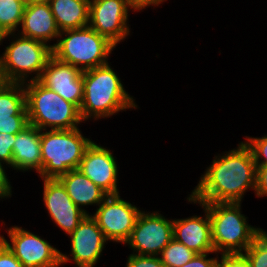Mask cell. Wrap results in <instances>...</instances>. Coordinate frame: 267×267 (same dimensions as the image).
<instances>
[{"instance_id":"cell-1","label":"cell","mask_w":267,"mask_h":267,"mask_svg":"<svg viewBox=\"0 0 267 267\" xmlns=\"http://www.w3.org/2000/svg\"><path fill=\"white\" fill-rule=\"evenodd\" d=\"M256 175L252 152L241 141L236 148L214 155L212 163L188 195L200 203H242L246 192L252 189L255 194Z\"/></svg>"},{"instance_id":"cell-2","label":"cell","mask_w":267,"mask_h":267,"mask_svg":"<svg viewBox=\"0 0 267 267\" xmlns=\"http://www.w3.org/2000/svg\"><path fill=\"white\" fill-rule=\"evenodd\" d=\"M83 82V101L79 111L84 123L139 108L134 96L126 91L121 78L109 63L83 71Z\"/></svg>"},{"instance_id":"cell-3","label":"cell","mask_w":267,"mask_h":267,"mask_svg":"<svg viewBox=\"0 0 267 267\" xmlns=\"http://www.w3.org/2000/svg\"><path fill=\"white\" fill-rule=\"evenodd\" d=\"M8 38L11 41L0 54V81L24 84L38 80L53 55L52 47L19 33L1 35L0 45Z\"/></svg>"},{"instance_id":"cell-4","label":"cell","mask_w":267,"mask_h":267,"mask_svg":"<svg viewBox=\"0 0 267 267\" xmlns=\"http://www.w3.org/2000/svg\"><path fill=\"white\" fill-rule=\"evenodd\" d=\"M211 220V239L214 251L221 253H243L264 230L248 223L242 214V203H203Z\"/></svg>"},{"instance_id":"cell-5","label":"cell","mask_w":267,"mask_h":267,"mask_svg":"<svg viewBox=\"0 0 267 267\" xmlns=\"http://www.w3.org/2000/svg\"><path fill=\"white\" fill-rule=\"evenodd\" d=\"M28 123L40 130H70L84 121L79 109L38 80L24 83Z\"/></svg>"},{"instance_id":"cell-6","label":"cell","mask_w":267,"mask_h":267,"mask_svg":"<svg viewBox=\"0 0 267 267\" xmlns=\"http://www.w3.org/2000/svg\"><path fill=\"white\" fill-rule=\"evenodd\" d=\"M117 46L90 26L60 32L52 44L53 56L81 71L108 64L112 51Z\"/></svg>"},{"instance_id":"cell-7","label":"cell","mask_w":267,"mask_h":267,"mask_svg":"<svg viewBox=\"0 0 267 267\" xmlns=\"http://www.w3.org/2000/svg\"><path fill=\"white\" fill-rule=\"evenodd\" d=\"M92 141L80 128L41 130L42 169L38 177L58 179L68 171L78 169L85 149Z\"/></svg>"},{"instance_id":"cell-8","label":"cell","mask_w":267,"mask_h":267,"mask_svg":"<svg viewBox=\"0 0 267 267\" xmlns=\"http://www.w3.org/2000/svg\"><path fill=\"white\" fill-rule=\"evenodd\" d=\"M10 240L0 235V240L22 263L23 267H60V250L47 239L36 235L21 226L6 228Z\"/></svg>"},{"instance_id":"cell-9","label":"cell","mask_w":267,"mask_h":267,"mask_svg":"<svg viewBox=\"0 0 267 267\" xmlns=\"http://www.w3.org/2000/svg\"><path fill=\"white\" fill-rule=\"evenodd\" d=\"M142 212L120 194L108 195L90 214L109 242L125 244Z\"/></svg>"},{"instance_id":"cell-10","label":"cell","mask_w":267,"mask_h":267,"mask_svg":"<svg viewBox=\"0 0 267 267\" xmlns=\"http://www.w3.org/2000/svg\"><path fill=\"white\" fill-rule=\"evenodd\" d=\"M161 211L140 213L131 236L124 244L132 254L159 256L173 239V219L165 218Z\"/></svg>"},{"instance_id":"cell-11","label":"cell","mask_w":267,"mask_h":267,"mask_svg":"<svg viewBox=\"0 0 267 267\" xmlns=\"http://www.w3.org/2000/svg\"><path fill=\"white\" fill-rule=\"evenodd\" d=\"M131 10L129 0H90L88 26L117 46L130 36Z\"/></svg>"},{"instance_id":"cell-12","label":"cell","mask_w":267,"mask_h":267,"mask_svg":"<svg viewBox=\"0 0 267 267\" xmlns=\"http://www.w3.org/2000/svg\"><path fill=\"white\" fill-rule=\"evenodd\" d=\"M68 236L71 250L69 255L60 252L61 266L73 261L76 267H95L108 240L92 216L86 215Z\"/></svg>"},{"instance_id":"cell-13","label":"cell","mask_w":267,"mask_h":267,"mask_svg":"<svg viewBox=\"0 0 267 267\" xmlns=\"http://www.w3.org/2000/svg\"><path fill=\"white\" fill-rule=\"evenodd\" d=\"M114 151L92 141L85 149L78 169L107 195H118L119 164Z\"/></svg>"},{"instance_id":"cell-14","label":"cell","mask_w":267,"mask_h":267,"mask_svg":"<svg viewBox=\"0 0 267 267\" xmlns=\"http://www.w3.org/2000/svg\"><path fill=\"white\" fill-rule=\"evenodd\" d=\"M38 81L80 109L84 82L83 71L79 68L62 62L52 55Z\"/></svg>"},{"instance_id":"cell-15","label":"cell","mask_w":267,"mask_h":267,"mask_svg":"<svg viewBox=\"0 0 267 267\" xmlns=\"http://www.w3.org/2000/svg\"><path fill=\"white\" fill-rule=\"evenodd\" d=\"M41 180L48 216L67 236L70 235L87 214L74 204L58 179Z\"/></svg>"},{"instance_id":"cell-16","label":"cell","mask_w":267,"mask_h":267,"mask_svg":"<svg viewBox=\"0 0 267 267\" xmlns=\"http://www.w3.org/2000/svg\"><path fill=\"white\" fill-rule=\"evenodd\" d=\"M191 204H199L203 209L202 215L190 216L187 218L173 219V238L184 244L197 254L215 252L211 239V220L207 207L196 202L189 195L186 199Z\"/></svg>"},{"instance_id":"cell-17","label":"cell","mask_w":267,"mask_h":267,"mask_svg":"<svg viewBox=\"0 0 267 267\" xmlns=\"http://www.w3.org/2000/svg\"><path fill=\"white\" fill-rule=\"evenodd\" d=\"M17 33L52 47L50 43L51 41H58L60 30L57 27L49 3L25 6L21 25Z\"/></svg>"},{"instance_id":"cell-18","label":"cell","mask_w":267,"mask_h":267,"mask_svg":"<svg viewBox=\"0 0 267 267\" xmlns=\"http://www.w3.org/2000/svg\"><path fill=\"white\" fill-rule=\"evenodd\" d=\"M41 130L32 125L16 134L13 143L12 170L40 173L42 169Z\"/></svg>"},{"instance_id":"cell-19","label":"cell","mask_w":267,"mask_h":267,"mask_svg":"<svg viewBox=\"0 0 267 267\" xmlns=\"http://www.w3.org/2000/svg\"><path fill=\"white\" fill-rule=\"evenodd\" d=\"M58 180L65 187L67 194L70 196L74 204L79 207L87 215H90L87 206H99L108 196L102 189L94 184L79 169L68 171L60 176Z\"/></svg>"},{"instance_id":"cell-20","label":"cell","mask_w":267,"mask_h":267,"mask_svg":"<svg viewBox=\"0 0 267 267\" xmlns=\"http://www.w3.org/2000/svg\"><path fill=\"white\" fill-rule=\"evenodd\" d=\"M60 32L88 26L90 0H49Z\"/></svg>"},{"instance_id":"cell-21","label":"cell","mask_w":267,"mask_h":267,"mask_svg":"<svg viewBox=\"0 0 267 267\" xmlns=\"http://www.w3.org/2000/svg\"><path fill=\"white\" fill-rule=\"evenodd\" d=\"M11 115H27L24 84L0 81V118Z\"/></svg>"},{"instance_id":"cell-22","label":"cell","mask_w":267,"mask_h":267,"mask_svg":"<svg viewBox=\"0 0 267 267\" xmlns=\"http://www.w3.org/2000/svg\"><path fill=\"white\" fill-rule=\"evenodd\" d=\"M25 4L21 0H0V36L17 33Z\"/></svg>"},{"instance_id":"cell-23","label":"cell","mask_w":267,"mask_h":267,"mask_svg":"<svg viewBox=\"0 0 267 267\" xmlns=\"http://www.w3.org/2000/svg\"><path fill=\"white\" fill-rule=\"evenodd\" d=\"M196 254L193 250L173 238L161 251L159 258L164 267H181L188 263Z\"/></svg>"},{"instance_id":"cell-24","label":"cell","mask_w":267,"mask_h":267,"mask_svg":"<svg viewBox=\"0 0 267 267\" xmlns=\"http://www.w3.org/2000/svg\"><path fill=\"white\" fill-rule=\"evenodd\" d=\"M243 253L251 267H267V231L263 230Z\"/></svg>"},{"instance_id":"cell-25","label":"cell","mask_w":267,"mask_h":267,"mask_svg":"<svg viewBox=\"0 0 267 267\" xmlns=\"http://www.w3.org/2000/svg\"><path fill=\"white\" fill-rule=\"evenodd\" d=\"M244 142L250 148L256 166H267V134L262 137L245 136Z\"/></svg>"},{"instance_id":"cell-26","label":"cell","mask_w":267,"mask_h":267,"mask_svg":"<svg viewBox=\"0 0 267 267\" xmlns=\"http://www.w3.org/2000/svg\"><path fill=\"white\" fill-rule=\"evenodd\" d=\"M28 125V115H11V118H0V133L17 134Z\"/></svg>"},{"instance_id":"cell-27","label":"cell","mask_w":267,"mask_h":267,"mask_svg":"<svg viewBox=\"0 0 267 267\" xmlns=\"http://www.w3.org/2000/svg\"><path fill=\"white\" fill-rule=\"evenodd\" d=\"M15 139L16 134L0 133V161L11 169Z\"/></svg>"},{"instance_id":"cell-28","label":"cell","mask_w":267,"mask_h":267,"mask_svg":"<svg viewBox=\"0 0 267 267\" xmlns=\"http://www.w3.org/2000/svg\"><path fill=\"white\" fill-rule=\"evenodd\" d=\"M217 267H251V264L244 253H221Z\"/></svg>"},{"instance_id":"cell-29","label":"cell","mask_w":267,"mask_h":267,"mask_svg":"<svg viewBox=\"0 0 267 267\" xmlns=\"http://www.w3.org/2000/svg\"><path fill=\"white\" fill-rule=\"evenodd\" d=\"M125 267H164L159 256L130 254Z\"/></svg>"},{"instance_id":"cell-30","label":"cell","mask_w":267,"mask_h":267,"mask_svg":"<svg viewBox=\"0 0 267 267\" xmlns=\"http://www.w3.org/2000/svg\"><path fill=\"white\" fill-rule=\"evenodd\" d=\"M214 254L216 257H209V254ZM218 253L208 252L204 254H196L188 263L181 267H217Z\"/></svg>"},{"instance_id":"cell-31","label":"cell","mask_w":267,"mask_h":267,"mask_svg":"<svg viewBox=\"0 0 267 267\" xmlns=\"http://www.w3.org/2000/svg\"><path fill=\"white\" fill-rule=\"evenodd\" d=\"M0 267H23L22 263L0 240Z\"/></svg>"},{"instance_id":"cell-32","label":"cell","mask_w":267,"mask_h":267,"mask_svg":"<svg viewBox=\"0 0 267 267\" xmlns=\"http://www.w3.org/2000/svg\"><path fill=\"white\" fill-rule=\"evenodd\" d=\"M255 195L258 198L267 196V166H257Z\"/></svg>"},{"instance_id":"cell-33","label":"cell","mask_w":267,"mask_h":267,"mask_svg":"<svg viewBox=\"0 0 267 267\" xmlns=\"http://www.w3.org/2000/svg\"><path fill=\"white\" fill-rule=\"evenodd\" d=\"M6 167V168H5ZM7 166L0 161V193L7 199L12 197V189L11 182L9 181V177L7 176L6 170Z\"/></svg>"},{"instance_id":"cell-34","label":"cell","mask_w":267,"mask_h":267,"mask_svg":"<svg viewBox=\"0 0 267 267\" xmlns=\"http://www.w3.org/2000/svg\"><path fill=\"white\" fill-rule=\"evenodd\" d=\"M131 6L135 9L136 12H141L143 9L145 10L146 7H158L159 5L163 4L167 0H129Z\"/></svg>"},{"instance_id":"cell-35","label":"cell","mask_w":267,"mask_h":267,"mask_svg":"<svg viewBox=\"0 0 267 267\" xmlns=\"http://www.w3.org/2000/svg\"><path fill=\"white\" fill-rule=\"evenodd\" d=\"M41 3H49V0H25V6Z\"/></svg>"},{"instance_id":"cell-36","label":"cell","mask_w":267,"mask_h":267,"mask_svg":"<svg viewBox=\"0 0 267 267\" xmlns=\"http://www.w3.org/2000/svg\"><path fill=\"white\" fill-rule=\"evenodd\" d=\"M1 199H5L6 200V198L0 193V200Z\"/></svg>"}]
</instances>
